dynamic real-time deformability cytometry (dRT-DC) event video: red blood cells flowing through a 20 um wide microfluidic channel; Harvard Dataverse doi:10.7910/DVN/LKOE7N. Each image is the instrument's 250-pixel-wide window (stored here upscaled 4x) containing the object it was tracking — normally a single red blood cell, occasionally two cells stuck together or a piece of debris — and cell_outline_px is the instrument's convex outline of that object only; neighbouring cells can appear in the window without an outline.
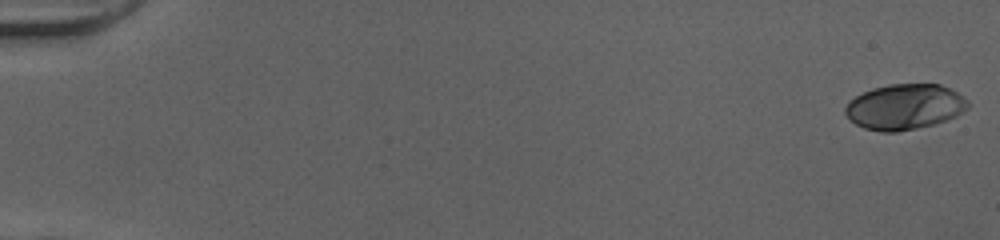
{"species": "human", "species_latin": "Homo sapiens", "temperature_condition": "cold", "stored_images_in_passage": 52, "camera_frame_rate_fps": 3000, "um_per_image_px": 0.085, "donor": {"sex": "female"}, "frame": {"image": 1, "passage_image": 1, "time_ms": 0.0, "image_size_px": [1000, 240], "cell_outline_px": [[968, 108], [956, 116], [932, 124], [916, 128], [896, 132], [880, 132], [864, 128], [856, 124], [844, 112], [844, 108], [848, 100], [872, 88], [888, 84], [940, 84], [964, 96], [968, 100]], "centroid_in_image_um": [76.88, 9.07], "position_along_channel_um": 8.1, "area_um2": 32.43}}
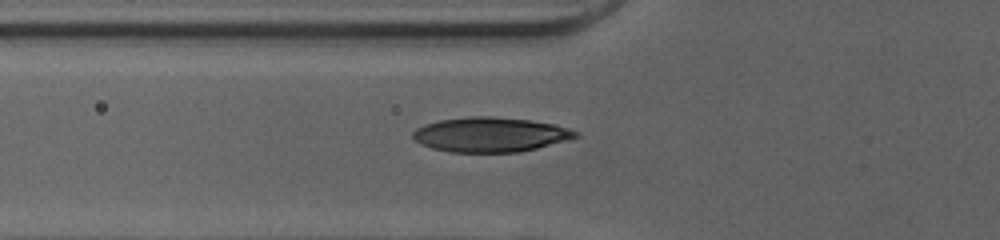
{"frame": {"image": 2, "passage_image": 20, "time_ms": 6.333, "image_size_px": [1000, 240], "cell_outline_px": [[580, 136], [568, 140], [536, 148], [516, 152], [452, 152], [432, 148], [420, 144], [412, 136], [412, 132], [416, 128], [424, 124], [440, 120], [468, 116], [492, 116], [528, 120], [556, 124], [580, 132]], "centroid_in_image_um": [41.69, 11.43], "position_along_channel_um": 84.1, "area_um2": 32.95}}
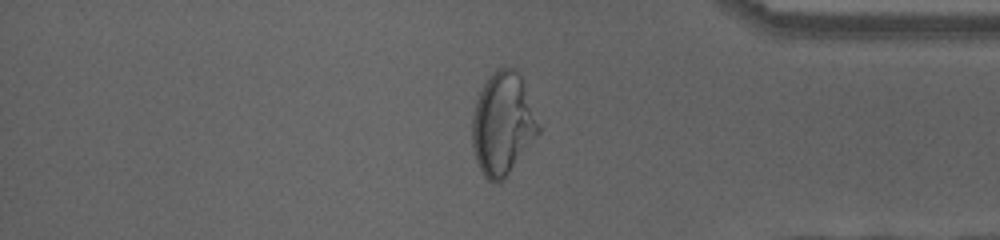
{"frame": {"image": 3, "passage_image": 44, "time_ms": 14.333, "image_size_px": [1000, 240], "cell_outline_px": [[540, 132], [504, 180], [500, 184], [492, 184], [484, 176], [476, 160], [472, 144], [472, 116], [476, 100], [484, 84], [492, 72], [496, 68], [516, 68], [520, 76], [540, 128]], "centroid_in_image_um": [42.7, 10.57], "position_along_channel_um": 392.5, "area_um2": 39.36}, "authors_computed_cell_mechanics": {"area_um2": 32.1079, "velocity_mm_per_s": 4.0374, "shape_relaxation_time_tau1_ms": 5.9559, "shape_relaxation_time_tau2_ms": null, "deformation_change_tau1": 0.2392, "deformation_change_tau2": null}}